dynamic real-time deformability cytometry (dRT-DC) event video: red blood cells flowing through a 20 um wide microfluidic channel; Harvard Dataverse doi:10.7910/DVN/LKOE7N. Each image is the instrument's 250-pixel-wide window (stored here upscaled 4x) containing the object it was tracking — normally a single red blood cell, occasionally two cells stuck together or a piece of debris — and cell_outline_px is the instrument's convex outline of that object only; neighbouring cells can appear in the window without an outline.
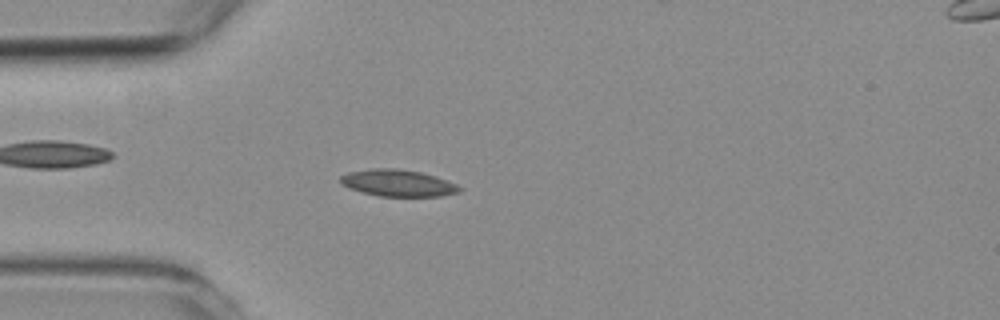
{"species": "common noctule bat (a hibernating species)", "species_latin": "Nyctalus noctula", "temperature_condition": "room temperature", "stored_images_in_passage": 53, "camera_frame_rate_fps": 3000, "um_per_image_px": 0.085, "animal": {"sex": "female", "body_mass_g": 19.3, "forearm_length_mm": 54.1}, "frame": {"image": 1, "passage_image": 14, "time_ms": 4.333, "image_size_px": [1000, 320], "cell_outline_px": [[464, 188], [460, 192], [440, 196], [380, 196], [348, 188], [340, 184], [340, 176], [348, 172], [372, 168], [396, 168], [420, 172], [436, 176], [456, 184]], "centroid_in_image_um": [33.82, 15.55], "position_along_channel_um": 51.2, "area_um2": 18.61}}
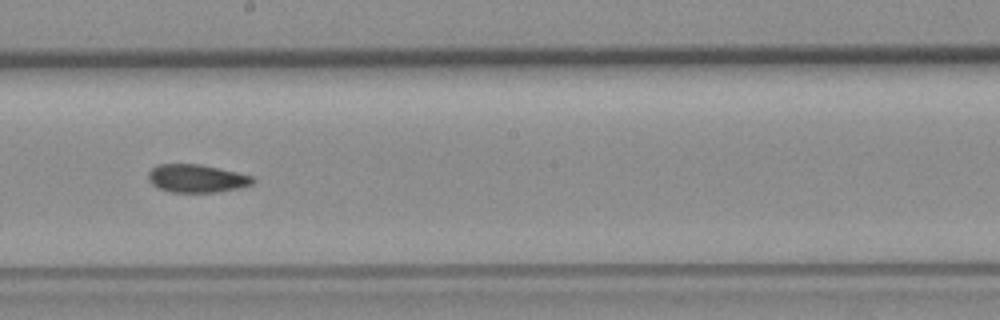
{"frame": {"image": 2, "passage_image": 29, "time_ms": 9.333, "image_size_px": [1000, 320], "cell_outline_px": [[256, 180], [252, 184], [244, 188], [216, 192], [172, 192], [160, 188], [152, 184], [148, 180], [148, 172], [156, 164], [200, 164], [236, 172], [252, 176]], "centroid_in_image_um": [16.73, 15.17], "position_along_channel_um": 231.5, "area_um2": 17.17}}
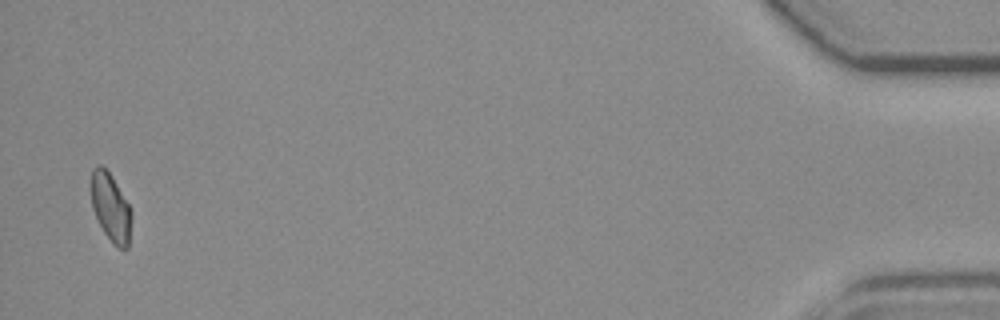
{"frame": {"image": 3, "passage_image": 52, "time_ms": 17.0, "image_size_px": [1000, 320], "cell_outline_px": [[132, 216], [128, 248], [120, 248], [112, 244], [104, 232], [92, 208], [88, 188], [92, 168], [96, 164], [100, 164], [112, 176], [132, 208]], "centroid_in_image_um": [9.38, 17.57], "position_along_channel_um": 425.8, "area_um2": 16.65}, "authors_computed_cell_mechanics": {"area_um2": 17.2822, "velocity_mm_per_s": 3.78, "shape_relaxation_time_tau1_ms": null, "shape_relaxation_time_tau2_ms": 5.0964, "deformation_change_tau1": null, "deformation_change_tau2": 0.0886}}